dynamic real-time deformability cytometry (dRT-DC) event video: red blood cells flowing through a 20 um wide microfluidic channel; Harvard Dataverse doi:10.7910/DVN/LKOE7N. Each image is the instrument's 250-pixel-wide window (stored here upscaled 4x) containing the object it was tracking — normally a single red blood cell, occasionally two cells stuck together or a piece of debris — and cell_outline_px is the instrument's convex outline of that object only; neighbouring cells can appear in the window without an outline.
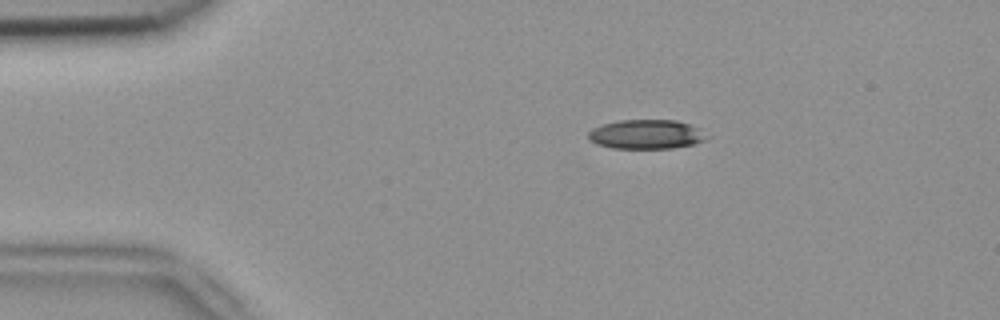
{"species": "common noctule bat (a hibernating species)", "species_latin": "Nyctalus noctula", "temperature_condition": "room temperature", "stored_images_in_passage": 37, "camera_frame_rate_fps": 3000, "um_per_image_px": 0.085, "animal": {"sex": "female", "body_mass_g": 18.4}, "frame": {"image": 1, "passage_image": 1, "time_ms": 0.0, "image_size_px": [1000, 320], "cell_outline_px": [[712, 136], [704, 140], [692, 144], [672, 148], [612, 148], [596, 144], [588, 140], [588, 132], [592, 128], [616, 120], [676, 120], [700, 128]], "centroid_in_image_um": [54.94, 11.41], "position_along_channel_um": 30.1, "area_um2": 20.4}}
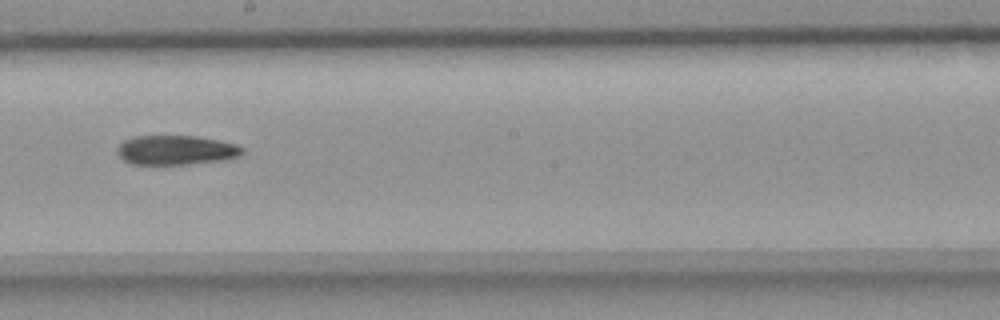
{"frame": {"image": 2, "passage_image": 21, "time_ms": 6.667, "image_size_px": [1000, 320], "cell_outline_px": [[244, 152], [240, 156], [228, 160], [188, 164], [132, 164], [124, 160], [116, 152], [116, 148], [124, 140], [136, 136], [196, 136], [220, 140], [236, 144], [244, 148]], "centroid_in_image_um": [15.01, 12.76], "position_along_channel_um": 233.2, "area_um2": 21.68}}
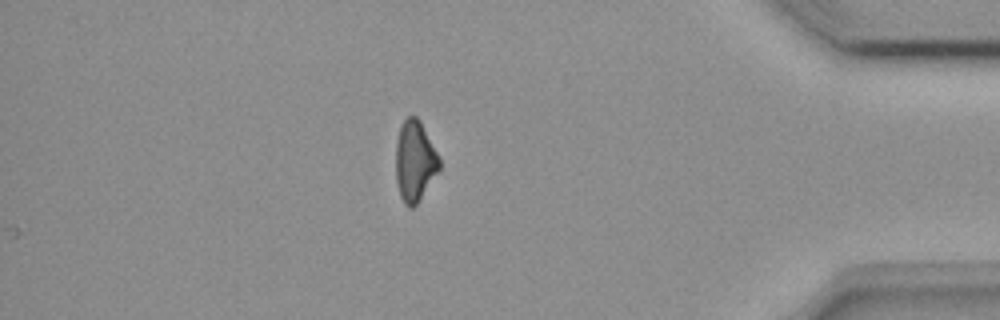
{"frame": {"image": 3, "passage_image": 37, "time_ms": 12.0, "image_size_px": [1000, 320], "cell_outline_px": [[440, 168], [416, 204], [412, 208], [408, 208], [404, 204], [400, 196], [396, 180], [396, 140], [400, 128], [404, 120], [408, 116], [416, 116], [420, 120], [440, 160]], "centroid_in_image_um": [35.23, 13.7], "position_along_channel_um": 400.0, "area_um2": 20.17}, "authors_computed_cell_mechanics": {"area_um2": 21.7906, "velocity_mm_per_s": 3.8327, "shape_relaxation_time_tau1_ms": 4.2478, "shape_relaxation_time_tau2_ms": null, "deformation_change_tau1": 0.1518, "deformation_change_tau2": null}}